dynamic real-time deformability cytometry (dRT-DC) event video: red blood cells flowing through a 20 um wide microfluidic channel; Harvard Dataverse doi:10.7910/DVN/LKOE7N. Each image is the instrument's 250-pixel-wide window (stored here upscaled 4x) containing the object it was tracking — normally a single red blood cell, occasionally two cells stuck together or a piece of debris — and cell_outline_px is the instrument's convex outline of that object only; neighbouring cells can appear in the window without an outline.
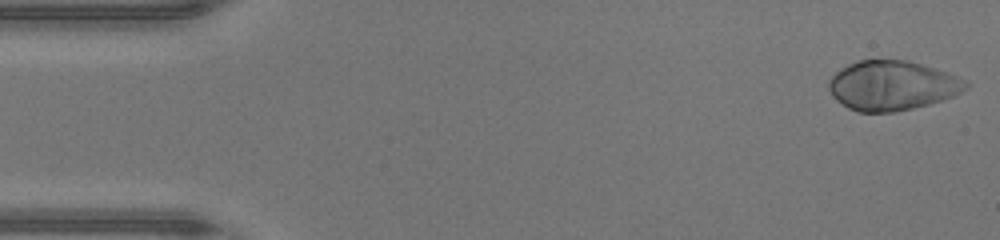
{"species": "human", "species_latin": "Homo sapiens", "temperature_condition": "warm", "stored_images_in_passage": 46, "camera_frame_rate_fps": 3000, "um_per_image_px": 0.085, "donor": {"sex": "male"}, "frame": {"image": 1, "passage_image": 1, "time_ms": 0.0, "image_size_px": [1000, 240], "cell_outline_px": [[968, 84], [956, 96], [928, 104], [896, 112], [860, 112], [848, 108], [836, 100], [832, 96], [828, 88], [828, 80], [836, 72], [848, 64], [860, 60], [908, 60], [956, 76]], "centroid_in_image_um": [75.77, 7.28], "position_along_channel_um": 9.2, "area_um2": 39.19}}
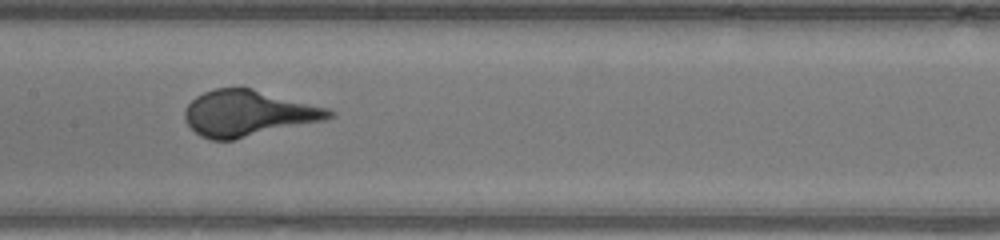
{"frame": {"image": 2, "passage_image": 22, "time_ms": 7.0, "image_size_px": [1000, 240], "cell_outline_px": [[336, 116], [324, 120], [232, 140], [212, 140], [200, 136], [184, 120], [184, 108], [196, 96], [204, 92], [216, 88], [252, 88], [328, 108], [336, 112]], "centroid_in_image_um": [21.09, 9.63], "position_along_channel_um": 186.3, "area_um2": 38.49}}
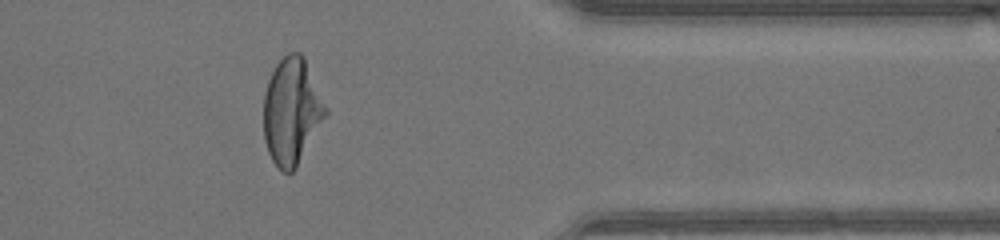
{"frame": {"image": 3, "passage_image": 37, "time_ms": 12.0, "image_size_px": [1000, 240], "cell_outline_px": [[328, 112], [296, 168], [292, 172], [284, 172], [272, 160], [268, 152], [264, 140], [264, 92], [268, 80], [276, 64], [288, 52], [300, 52], [304, 56], [328, 108]], "centroid_in_image_um": [24.8, 9.43], "position_along_channel_um": 386.6, "area_um2": 38.38}}